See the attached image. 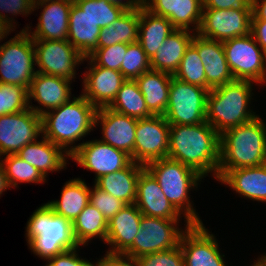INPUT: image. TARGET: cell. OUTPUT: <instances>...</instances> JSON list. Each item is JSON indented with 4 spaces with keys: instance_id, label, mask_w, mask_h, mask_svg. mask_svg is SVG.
I'll return each mask as SVG.
<instances>
[{
    "instance_id": "obj_26",
    "label": "cell",
    "mask_w": 266,
    "mask_h": 266,
    "mask_svg": "<svg viewBox=\"0 0 266 266\" xmlns=\"http://www.w3.org/2000/svg\"><path fill=\"white\" fill-rule=\"evenodd\" d=\"M191 30L175 29L158 48L157 52L150 59L151 70L165 72L174 75L190 46L194 34Z\"/></svg>"
},
{
    "instance_id": "obj_19",
    "label": "cell",
    "mask_w": 266,
    "mask_h": 266,
    "mask_svg": "<svg viewBox=\"0 0 266 266\" xmlns=\"http://www.w3.org/2000/svg\"><path fill=\"white\" fill-rule=\"evenodd\" d=\"M191 44L197 49L202 60L208 91L235 80L227 63L221 41L208 39L197 33L194 34Z\"/></svg>"
},
{
    "instance_id": "obj_51",
    "label": "cell",
    "mask_w": 266,
    "mask_h": 266,
    "mask_svg": "<svg viewBox=\"0 0 266 266\" xmlns=\"http://www.w3.org/2000/svg\"><path fill=\"white\" fill-rule=\"evenodd\" d=\"M13 20V18L11 20V18L8 17L6 14L0 12V41L3 40V38H5L7 34L11 32L12 29H15L12 28L15 27V25H13L12 23Z\"/></svg>"
},
{
    "instance_id": "obj_20",
    "label": "cell",
    "mask_w": 266,
    "mask_h": 266,
    "mask_svg": "<svg viewBox=\"0 0 266 266\" xmlns=\"http://www.w3.org/2000/svg\"><path fill=\"white\" fill-rule=\"evenodd\" d=\"M142 215L179 220L180 213L171 205L154 176L144 168L138 177L136 201Z\"/></svg>"
},
{
    "instance_id": "obj_45",
    "label": "cell",
    "mask_w": 266,
    "mask_h": 266,
    "mask_svg": "<svg viewBox=\"0 0 266 266\" xmlns=\"http://www.w3.org/2000/svg\"><path fill=\"white\" fill-rule=\"evenodd\" d=\"M76 250L70 249L46 259L49 262L46 266H93L88 260L80 259Z\"/></svg>"
},
{
    "instance_id": "obj_46",
    "label": "cell",
    "mask_w": 266,
    "mask_h": 266,
    "mask_svg": "<svg viewBox=\"0 0 266 266\" xmlns=\"http://www.w3.org/2000/svg\"><path fill=\"white\" fill-rule=\"evenodd\" d=\"M105 257L93 264V266H139L137 258L123 253L106 252Z\"/></svg>"
},
{
    "instance_id": "obj_34",
    "label": "cell",
    "mask_w": 266,
    "mask_h": 266,
    "mask_svg": "<svg viewBox=\"0 0 266 266\" xmlns=\"http://www.w3.org/2000/svg\"><path fill=\"white\" fill-rule=\"evenodd\" d=\"M72 226L73 235L78 246L85 245L94 237H99L106 242L108 221L90 203L78 215Z\"/></svg>"
},
{
    "instance_id": "obj_53",
    "label": "cell",
    "mask_w": 266,
    "mask_h": 266,
    "mask_svg": "<svg viewBox=\"0 0 266 266\" xmlns=\"http://www.w3.org/2000/svg\"><path fill=\"white\" fill-rule=\"evenodd\" d=\"M10 188L8 185L5 169L2 163V160H0V195L7 189Z\"/></svg>"
},
{
    "instance_id": "obj_11",
    "label": "cell",
    "mask_w": 266,
    "mask_h": 266,
    "mask_svg": "<svg viewBox=\"0 0 266 266\" xmlns=\"http://www.w3.org/2000/svg\"><path fill=\"white\" fill-rule=\"evenodd\" d=\"M36 72L72 81L77 67L85 57L68 40H33Z\"/></svg>"
},
{
    "instance_id": "obj_37",
    "label": "cell",
    "mask_w": 266,
    "mask_h": 266,
    "mask_svg": "<svg viewBox=\"0 0 266 266\" xmlns=\"http://www.w3.org/2000/svg\"><path fill=\"white\" fill-rule=\"evenodd\" d=\"M100 28L111 25L126 10L105 0H73Z\"/></svg>"
},
{
    "instance_id": "obj_29",
    "label": "cell",
    "mask_w": 266,
    "mask_h": 266,
    "mask_svg": "<svg viewBox=\"0 0 266 266\" xmlns=\"http://www.w3.org/2000/svg\"><path fill=\"white\" fill-rule=\"evenodd\" d=\"M175 29L167 18L151 13L144 6L140 8L138 42L149 59Z\"/></svg>"
},
{
    "instance_id": "obj_44",
    "label": "cell",
    "mask_w": 266,
    "mask_h": 266,
    "mask_svg": "<svg viewBox=\"0 0 266 266\" xmlns=\"http://www.w3.org/2000/svg\"><path fill=\"white\" fill-rule=\"evenodd\" d=\"M177 0H145L143 6L151 13L167 18L176 28Z\"/></svg>"
},
{
    "instance_id": "obj_10",
    "label": "cell",
    "mask_w": 266,
    "mask_h": 266,
    "mask_svg": "<svg viewBox=\"0 0 266 266\" xmlns=\"http://www.w3.org/2000/svg\"><path fill=\"white\" fill-rule=\"evenodd\" d=\"M178 221L142 215L133 244L123 254L138 258L178 246L184 232L177 227Z\"/></svg>"
},
{
    "instance_id": "obj_14",
    "label": "cell",
    "mask_w": 266,
    "mask_h": 266,
    "mask_svg": "<svg viewBox=\"0 0 266 266\" xmlns=\"http://www.w3.org/2000/svg\"><path fill=\"white\" fill-rule=\"evenodd\" d=\"M42 133L41 116L30 108L0 116V157L17 154Z\"/></svg>"
},
{
    "instance_id": "obj_28",
    "label": "cell",
    "mask_w": 266,
    "mask_h": 266,
    "mask_svg": "<svg viewBox=\"0 0 266 266\" xmlns=\"http://www.w3.org/2000/svg\"><path fill=\"white\" fill-rule=\"evenodd\" d=\"M101 28L73 2L70 8L67 40L85 58L96 49Z\"/></svg>"
},
{
    "instance_id": "obj_9",
    "label": "cell",
    "mask_w": 266,
    "mask_h": 266,
    "mask_svg": "<svg viewBox=\"0 0 266 266\" xmlns=\"http://www.w3.org/2000/svg\"><path fill=\"white\" fill-rule=\"evenodd\" d=\"M222 43L235 80H247L262 85L266 82V55L251 33Z\"/></svg>"
},
{
    "instance_id": "obj_4",
    "label": "cell",
    "mask_w": 266,
    "mask_h": 266,
    "mask_svg": "<svg viewBox=\"0 0 266 266\" xmlns=\"http://www.w3.org/2000/svg\"><path fill=\"white\" fill-rule=\"evenodd\" d=\"M252 84V81L233 80L208 92L206 121L219 135L257 116L248 109Z\"/></svg>"
},
{
    "instance_id": "obj_25",
    "label": "cell",
    "mask_w": 266,
    "mask_h": 266,
    "mask_svg": "<svg viewBox=\"0 0 266 266\" xmlns=\"http://www.w3.org/2000/svg\"><path fill=\"white\" fill-rule=\"evenodd\" d=\"M218 181L246 198L266 202V163L229 170Z\"/></svg>"
},
{
    "instance_id": "obj_30",
    "label": "cell",
    "mask_w": 266,
    "mask_h": 266,
    "mask_svg": "<svg viewBox=\"0 0 266 266\" xmlns=\"http://www.w3.org/2000/svg\"><path fill=\"white\" fill-rule=\"evenodd\" d=\"M172 76L165 72L149 70L135 79L146 106L153 115L165 114Z\"/></svg>"
},
{
    "instance_id": "obj_3",
    "label": "cell",
    "mask_w": 266,
    "mask_h": 266,
    "mask_svg": "<svg viewBox=\"0 0 266 266\" xmlns=\"http://www.w3.org/2000/svg\"><path fill=\"white\" fill-rule=\"evenodd\" d=\"M259 116L220 134L218 180L229 170L266 163V123Z\"/></svg>"
},
{
    "instance_id": "obj_18",
    "label": "cell",
    "mask_w": 266,
    "mask_h": 266,
    "mask_svg": "<svg viewBox=\"0 0 266 266\" xmlns=\"http://www.w3.org/2000/svg\"><path fill=\"white\" fill-rule=\"evenodd\" d=\"M99 123L103 133L100 141L126 152L134 162L137 119L104 107L97 109L95 115V127Z\"/></svg>"
},
{
    "instance_id": "obj_13",
    "label": "cell",
    "mask_w": 266,
    "mask_h": 266,
    "mask_svg": "<svg viewBox=\"0 0 266 266\" xmlns=\"http://www.w3.org/2000/svg\"><path fill=\"white\" fill-rule=\"evenodd\" d=\"M170 124L163 115L137 119L134 162L146 165L168 157Z\"/></svg>"
},
{
    "instance_id": "obj_1",
    "label": "cell",
    "mask_w": 266,
    "mask_h": 266,
    "mask_svg": "<svg viewBox=\"0 0 266 266\" xmlns=\"http://www.w3.org/2000/svg\"><path fill=\"white\" fill-rule=\"evenodd\" d=\"M168 158L181 162L204 177L214 172L218 179L220 135L207 122L170 124Z\"/></svg>"
},
{
    "instance_id": "obj_12",
    "label": "cell",
    "mask_w": 266,
    "mask_h": 266,
    "mask_svg": "<svg viewBox=\"0 0 266 266\" xmlns=\"http://www.w3.org/2000/svg\"><path fill=\"white\" fill-rule=\"evenodd\" d=\"M251 17L252 8L203 9L197 33L221 42L245 36L250 33Z\"/></svg>"
},
{
    "instance_id": "obj_2",
    "label": "cell",
    "mask_w": 266,
    "mask_h": 266,
    "mask_svg": "<svg viewBox=\"0 0 266 266\" xmlns=\"http://www.w3.org/2000/svg\"><path fill=\"white\" fill-rule=\"evenodd\" d=\"M29 108L41 116V135L61 147L70 156L74 153V147L71 145L85 137L95 127L97 108L82 95L73 97L72 101L70 99L51 111L30 104Z\"/></svg>"
},
{
    "instance_id": "obj_55",
    "label": "cell",
    "mask_w": 266,
    "mask_h": 266,
    "mask_svg": "<svg viewBox=\"0 0 266 266\" xmlns=\"http://www.w3.org/2000/svg\"><path fill=\"white\" fill-rule=\"evenodd\" d=\"M53 1H56V0H31L33 6L42 4V3L53 2Z\"/></svg>"
},
{
    "instance_id": "obj_24",
    "label": "cell",
    "mask_w": 266,
    "mask_h": 266,
    "mask_svg": "<svg viewBox=\"0 0 266 266\" xmlns=\"http://www.w3.org/2000/svg\"><path fill=\"white\" fill-rule=\"evenodd\" d=\"M72 81L37 72L28 89V103L34 99L49 111L70 100Z\"/></svg>"
},
{
    "instance_id": "obj_42",
    "label": "cell",
    "mask_w": 266,
    "mask_h": 266,
    "mask_svg": "<svg viewBox=\"0 0 266 266\" xmlns=\"http://www.w3.org/2000/svg\"><path fill=\"white\" fill-rule=\"evenodd\" d=\"M90 204L101 212L104 218L109 220L115 216L126 204L111 194L100 189L94 184V189H90Z\"/></svg>"
},
{
    "instance_id": "obj_41",
    "label": "cell",
    "mask_w": 266,
    "mask_h": 266,
    "mask_svg": "<svg viewBox=\"0 0 266 266\" xmlns=\"http://www.w3.org/2000/svg\"><path fill=\"white\" fill-rule=\"evenodd\" d=\"M127 51L126 43H118L112 46L97 48L89 58L100 67L120 71V66Z\"/></svg>"
},
{
    "instance_id": "obj_47",
    "label": "cell",
    "mask_w": 266,
    "mask_h": 266,
    "mask_svg": "<svg viewBox=\"0 0 266 266\" xmlns=\"http://www.w3.org/2000/svg\"><path fill=\"white\" fill-rule=\"evenodd\" d=\"M0 9L12 15L25 14L27 16L32 13L33 5L31 0H0Z\"/></svg>"
},
{
    "instance_id": "obj_52",
    "label": "cell",
    "mask_w": 266,
    "mask_h": 266,
    "mask_svg": "<svg viewBox=\"0 0 266 266\" xmlns=\"http://www.w3.org/2000/svg\"><path fill=\"white\" fill-rule=\"evenodd\" d=\"M105 1L120 6L125 10L140 9L143 6V2H141L140 0H127L126 2L122 0H105Z\"/></svg>"
},
{
    "instance_id": "obj_32",
    "label": "cell",
    "mask_w": 266,
    "mask_h": 266,
    "mask_svg": "<svg viewBox=\"0 0 266 266\" xmlns=\"http://www.w3.org/2000/svg\"><path fill=\"white\" fill-rule=\"evenodd\" d=\"M140 9L126 10L111 25L101 28L97 48L138 41Z\"/></svg>"
},
{
    "instance_id": "obj_31",
    "label": "cell",
    "mask_w": 266,
    "mask_h": 266,
    "mask_svg": "<svg viewBox=\"0 0 266 266\" xmlns=\"http://www.w3.org/2000/svg\"><path fill=\"white\" fill-rule=\"evenodd\" d=\"M90 203V189L80 178L69 180L64 185L60 200L51 201L47 204L54 213L63 216L72 223L82 210Z\"/></svg>"
},
{
    "instance_id": "obj_15",
    "label": "cell",
    "mask_w": 266,
    "mask_h": 266,
    "mask_svg": "<svg viewBox=\"0 0 266 266\" xmlns=\"http://www.w3.org/2000/svg\"><path fill=\"white\" fill-rule=\"evenodd\" d=\"M81 167L96 173V179L102 175L114 173L131 162V156L100 140L79 143L74 146V153L70 156Z\"/></svg>"
},
{
    "instance_id": "obj_39",
    "label": "cell",
    "mask_w": 266,
    "mask_h": 266,
    "mask_svg": "<svg viewBox=\"0 0 266 266\" xmlns=\"http://www.w3.org/2000/svg\"><path fill=\"white\" fill-rule=\"evenodd\" d=\"M28 108L27 88L0 83V116L18 113Z\"/></svg>"
},
{
    "instance_id": "obj_49",
    "label": "cell",
    "mask_w": 266,
    "mask_h": 266,
    "mask_svg": "<svg viewBox=\"0 0 266 266\" xmlns=\"http://www.w3.org/2000/svg\"><path fill=\"white\" fill-rule=\"evenodd\" d=\"M250 33L266 55V20H251Z\"/></svg>"
},
{
    "instance_id": "obj_43",
    "label": "cell",
    "mask_w": 266,
    "mask_h": 266,
    "mask_svg": "<svg viewBox=\"0 0 266 266\" xmlns=\"http://www.w3.org/2000/svg\"><path fill=\"white\" fill-rule=\"evenodd\" d=\"M137 260L139 266H184L180 245L169 250L140 256Z\"/></svg>"
},
{
    "instance_id": "obj_16",
    "label": "cell",
    "mask_w": 266,
    "mask_h": 266,
    "mask_svg": "<svg viewBox=\"0 0 266 266\" xmlns=\"http://www.w3.org/2000/svg\"><path fill=\"white\" fill-rule=\"evenodd\" d=\"M203 224H186L180 239L184 266H227L214 235Z\"/></svg>"
},
{
    "instance_id": "obj_50",
    "label": "cell",
    "mask_w": 266,
    "mask_h": 266,
    "mask_svg": "<svg viewBox=\"0 0 266 266\" xmlns=\"http://www.w3.org/2000/svg\"><path fill=\"white\" fill-rule=\"evenodd\" d=\"M251 20H266V0H252Z\"/></svg>"
},
{
    "instance_id": "obj_7",
    "label": "cell",
    "mask_w": 266,
    "mask_h": 266,
    "mask_svg": "<svg viewBox=\"0 0 266 266\" xmlns=\"http://www.w3.org/2000/svg\"><path fill=\"white\" fill-rule=\"evenodd\" d=\"M25 27L9 41L0 45V83L29 89L36 75L35 47Z\"/></svg>"
},
{
    "instance_id": "obj_5",
    "label": "cell",
    "mask_w": 266,
    "mask_h": 266,
    "mask_svg": "<svg viewBox=\"0 0 266 266\" xmlns=\"http://www.w3.org/2000/svg\"><path fill=\"white\" fill-rule=\"evenodd\" d=\"M26 229L29 248L44 260L79 247L72 222L55 214L47 203L33 212Z\"/></svg>"
},
{
    "instance_id": "obj_33",
    "label": "cell",
    "mask_w": 266,
    "mask_h": 266,
    "mask_svg": "<svg viewBox=\"0 0 266 266\" xmlns=\"http://www.w3.org/2000/svg\"><path fill=\"white\" fill-rule=\"evenodd\" d=\"M111 110L135 119H144L153 116L148 110L144 96L135 80L126 79L111 105Z\"/></svg>"
},
{
    "instance_id": "obj_23",
    "label": "cell",
    "mask_w": 266,
    "mask_h": 266,
    "mask_svg": "<svg viewBox=\"0 0 266 266\" xmlns=\"http://www.w3.org/2000/svg\"><path fill=\"white\" fill-rule=\"evenodd\" d=\"M41 141L26 144L16 155L28 164L33 165L46 179L48 171H59L65 168L69 157L61 147L42 136Z\"/></svg>"
},
{
    "instance_id": "obj_35",
    "label": "cell",
    "mask_w": 266,
    "mask_h": 266,
    "mask_svg": "<svg viewBox=\"0 0 266 266\" xmlns=\"http://www.w3.org/2000/svg\"><path fill=\"white\" fill-rule=\"evenodd\" d=\"M6 179L10 187H17L18 182L41 183L45 178L33 166L22 160L16 154H9L2 160Z\"/></svg>"
},
{
    "instance_id": "obj_36",
    "label": "cell",
    "mask_w": 266,
    "mask_h": 266,
    "mask_svg": "<svg viewBox=\"0 0 266 266\" xmlns=\"http://www.w3.org/2000/svg\"><path fill=\"white\" fill-rule=\"evenodd\" d=\"M173 76L183 82L207 89L205 69L197 49L192 44L186 49L179 67Z\"/></svg>"
},
{
    "instance_id": "obj_8",
    "label": "cell",
    "mask_w": 266,
    "mask_h": 266,
    "mask_svg": "<svg viewBox=\"0 0 266 266\" xmlns=\"http://www.w3.org/2000/svg\"><path fill=\"white\" fill-rule=\"evenodd\" d=\"M208 90L172 76L163 115L169 124L194 125L206 121Z\"/></svg>"
},
{
    "instance_id": "obj_22",
    "label": "cell",
    "mask_w": 266,
    "mask_h": 266,
    "mask_svg": "<svg viewBox=\"0 0 266 266\" xmlns=\"http://www.w3.org/2000/svg\"><path fill=\"white\" fill-rule=\"evenodd\" d=\"M142 213L135 204L123 207L108 222L106 242L112 249L107 252L124 253L140 229Z\"/></svg>"
},
{
    "instance_id": "obj_48",
    "label": "cell",
    "mask_w": 266,
    "mask_h": 266,
    "mask_svg": "<svg viewBox=\"0 0 266 266\" xmlns=\"http://www.w3.org/2000/svg\"><path fill=\"white\" fill-rule=\"evenodd\" d=\"M203 9L252 8V0H202Z\"/></svg>"
},
{
    "instance_id": "obj_6",
    "label": "cell",
    "mask_w": 266,
    "mask_h": 266,
    "mask_svg": "<svg viewBox=\"0 0 266 266\" xmlns=\"http://www.w3.org/2000/svg\"><path fill=\"white\" fill-rule=\"evenodd\" d=\"M145 168L157 180L171 205L180 214L184 213L187 224H203L188 196L190 188L198 186L199 180L203 178L201 175L192 168L168 157L151 161L145 165Z\"/></svg>"
},
{
    "instance_id": "obj_54",
    "label": "cell",
    "mask_w": 266,
    "mask_h": 266,
    "mask_svg": "<svg viewBox=\"0 0 266 266\" xmlns=\"http://www.w3.org/2000/svg\"><path fill=\"white\" fill-rule=\"evenodd\" d=\"M257 262H254V265L252 266H266V255L261 256L259 259H257Z\"/></svg>"
},
{
    "instance_id": "obj_17",
    "label": "cell",
    "mask_w": 266,
    "mask_h": 266,
    "mask_svg": "<svg viewBox=\"0 0 266 266\" xmlns=\"http://www.w3.org/2000/svg\"><path fill=\"white\" fill-rule=\"evenodd\" d=\"M89 71L84 75V92L81 94L97 109L109 107L126 80L120 71L97 66L89 57Z\"/></svg>"
},
{
    "instance_id": "obj_27",
    "label": "cell",
    "mask_w": 266,
    "mask_h": 266,
    "mask_svg": "<svg viewBox=\"0 0 266 266\" xmlns=\"http://www.w3.org/2000/svg\"><path fill=\"white\" fill-rule=\"evenodd\" d=\"M144 165L131 162L127 167L102 175L95 180V185L123 201L126 205L134 204L137 194V182Z\"/></svg>"
},
{
    "instance_id": "obj_21",
    "label": "cell",
    "mask_w": 266,
    "mask_h": 266,
    "mask_svg": "<svg viewBox=\"0 0 266 266\" xmlns=\"http://www.w3.org/2000/svg\"><path fill=\"white\" fill-rule=\"evenodd\" d=\"M73 0H56L33 6L42 9L35 31L29 35L33 40H67L70 8Z\"/></svg>"
},
{
    "instance_id": "obj_40",
    "label": "cell",
    "mask_w": 266,
    "mask_h": 266,
    "mask_svg": "<svg viewBox=\"0 0 266 266\" xmlns=\"http://www.w3.org/2000/svg\"><path fill=\"white\" fill-rule=\"evenodd\" d=\"M202 10V0H177L176 29L190 30V25L194 24L192 31L197 33L202 20Z\"/></svg>"
},
{
    "instance_id": "obj_38",
    "label": "cell",
    "mask_w": 266,
    "mask_h": 266,
    "mask_svg": "<svg viewBox=\"0 0 266 266\" xmlns=\"http://www.w3.org/2000/svg\"><path fill=\"white\" fill-rule=\"evenodd\" d=\"M151 70L150 59L137 41L127 44V51L120 66L125 79L135 80L144 72Z\"/></svg>"
}]
</instances>
